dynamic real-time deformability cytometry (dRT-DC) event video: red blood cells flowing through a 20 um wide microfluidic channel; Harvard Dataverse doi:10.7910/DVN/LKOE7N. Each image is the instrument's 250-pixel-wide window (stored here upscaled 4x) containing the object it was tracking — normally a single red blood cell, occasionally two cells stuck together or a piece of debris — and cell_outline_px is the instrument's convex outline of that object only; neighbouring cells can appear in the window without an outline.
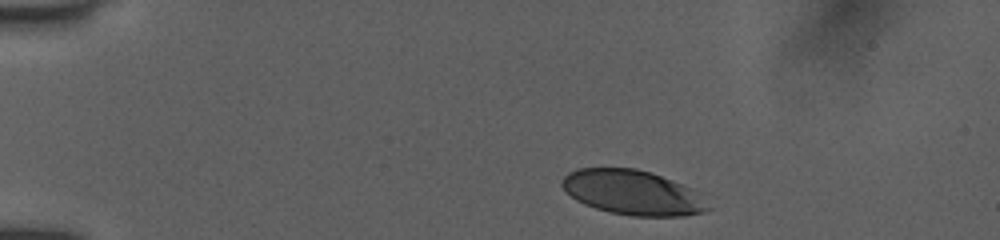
{"species": "human", "species_latin": "Homo sapiens", "temperature_condition": "room temperature", "stored_images_in_passage": 3, "camera_frame_rate_fps": 3000, "um_per_image_px": 0.085, "donor": {"sex": "female"}, "frame": {"image": 1, "passage_image": 1, "time_ms": 0.0, "image_size_px": [1000, 240], "cell_outline_px": [[712, 208], [704, 212], [684, 216], [632, 216], [612, 212], [596, 208], [584, 204], [576, 200], [560, 184], [564, 176], [568, 172], [576, 168], [636, 168], [672, 180], [688, 188]], "centroid_in_image_um": [53.71, 16.37], "position_along_channel_um": 31.3, "area_um2": 37.4}}